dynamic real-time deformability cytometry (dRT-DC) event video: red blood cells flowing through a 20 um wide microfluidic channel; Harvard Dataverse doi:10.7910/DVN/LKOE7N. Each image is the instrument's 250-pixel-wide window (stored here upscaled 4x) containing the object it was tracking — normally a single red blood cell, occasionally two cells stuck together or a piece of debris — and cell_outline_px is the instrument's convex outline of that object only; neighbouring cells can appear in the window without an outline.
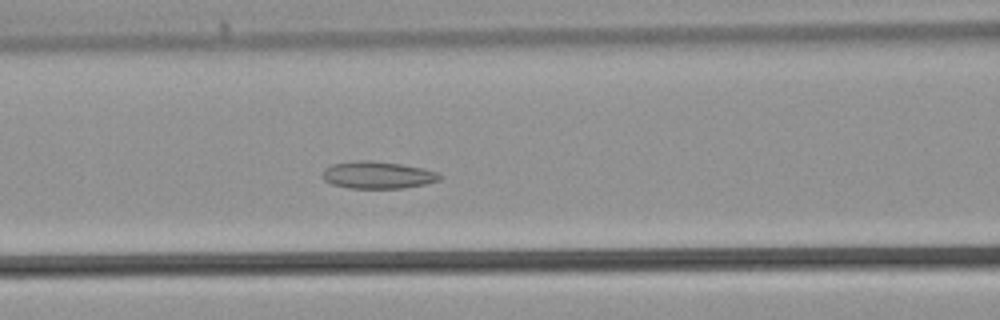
{"species": "common noctule bat (a hibernating species)", "species_latin": "Nyctalus noctula", "temperature_condition": "warm", "stored_images_in_passage": 34, "camera_frame_rate_fps": 3000, "um_per_image_px": 0.085, "animal": {"sex": "male", "body_mass_g": 21.5, "forearm_length_mm": 52.0}, "frame": {"image": 1, "passage_image": 8, "time_ms": 2.333, "image_size_px": [1000, 320], "cell_outline_px": [[444, 176], [440, 180], [424, 184], [404, 188], [348, 188], [332, 184], [324, 180], [320, 176], [324, 168], [332, 164], [356, 160], [368, 160], [400, 164], [420, 168], [436, 172]], "centroid_in_image_um": [32.05, 14.88], "position_along_channel_um": 134.5, "area_um2": 18.61}}
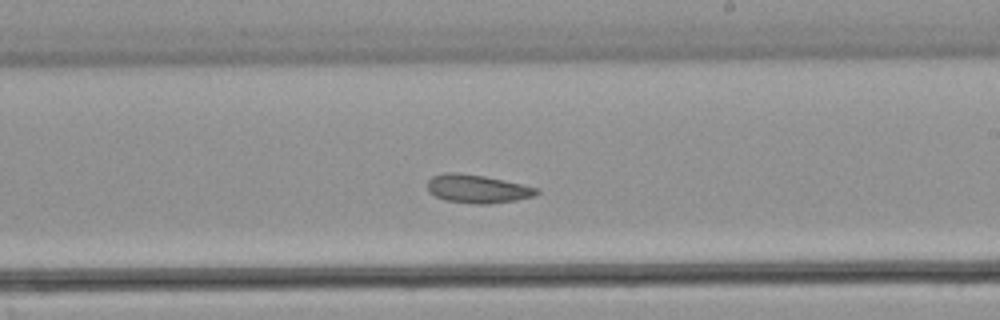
{"frame": {"image": 2, "passage_image": 15, "time_ms": 4.667, "image_size_px": [1000, 320], "cell_outline_px": [[540, 192], [536, 196], [516, 200], [492, 204], [476, 204], [444, 200], [428, 192], [428, 180], [432, 176], [444, 172], [456, 172], [484, 176], [540, 188]], "centroid_in_image_um": [40.6, 16.05], "position_along_channel_um": 248.4, "area_um2": 18.21}}
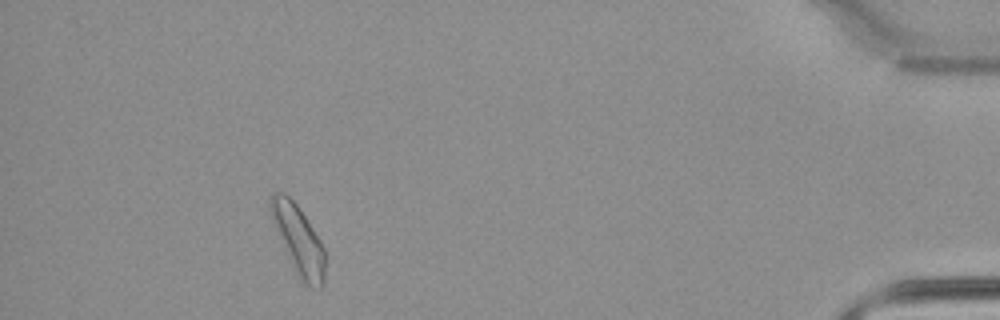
{"frame": {"image": 3, "passage_image": 29, "time_ms": 9.333, "image_size_px": [1000, 320], "cell_outline_px": [[324, 284], [320, 288], [304, 284], [300, 280], [292, 264], [272, 220], [268, 200], [276, 192], [284, 192], [296, 204], [320, 240], [324, 248]], "centroid_in_image_um": [25.37, 20.39], "position_along_channel_um": 409.8, "area_um2": 21.1}}